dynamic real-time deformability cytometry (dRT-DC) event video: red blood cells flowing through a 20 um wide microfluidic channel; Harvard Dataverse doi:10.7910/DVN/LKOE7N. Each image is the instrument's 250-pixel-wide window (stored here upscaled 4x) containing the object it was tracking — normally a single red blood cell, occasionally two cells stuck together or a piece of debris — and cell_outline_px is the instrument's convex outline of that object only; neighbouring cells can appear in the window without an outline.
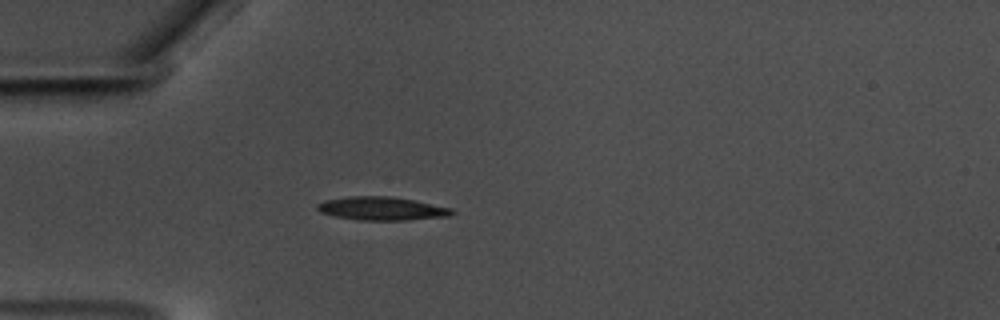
{"species": "common noctule bat (a hibernating species)", "species_latin": "Nyctalus noctula", "temperature_condition": "warm", "stored_images_in_passage": 42, "camera_frame_rate_fps": 3000, "um_per_image_px": 0.085, "animal": {"sex": "male", "body_mass_g": 17.5, "forearm_length_mm": 52.3}, "frame": {"image": 1, "passage_image": 1, "time_ms": 0.0, "image_size_px": [1000, 320], "cell_outline_px": [[456, 212], [448, 216], [408, 220], [360, 220], [336, 216], [320, 212], [316, 208], [316, 204], [324, 200], [348, 196], [392, 196], [452, 208]], "centroid_in_image_um": [32.43, 17.72], "position_along_channel_um": 52.6, "area_um2": 18.32}}
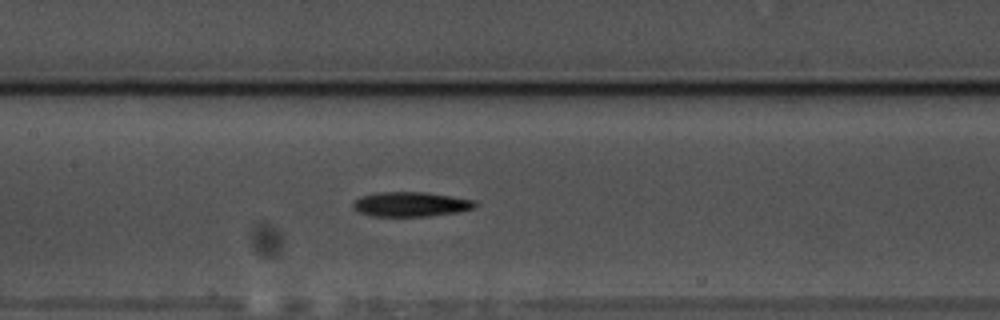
{"frame": {"image": 2, "passage_image": 12, "time_ms": 3.667, "image_size_px": [1000, 320], "cell_outline_px": [[480, 204], [476, 208], [460, 212], [428, 216], [372, 216], [360, 212], [352, 208], [352, 200], [360, 196], [376, 192], [424, 192], [452, 196], [476, 200]], "centroid_in_image_um": [34.95, 17.35], "position_along_channel_um": 172.5, "area_um2": 17.92}}
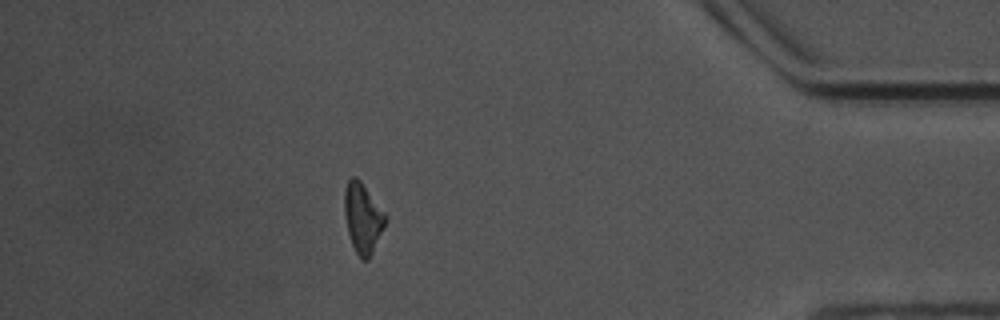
{"frame": {"image": 3, "passage_image": 35, "time_ms": 11.333, "image_size_px": [1000, 320], "cell_outline_px": [[388, 220], [368, 260], [360, 260], [352, 244], [348, 232], [344, 216], [344, 188], [348, 180], [352, 176], [356, 176], [360, 180], [388, 216]], "centroid_in_image_um": [30.84, 18.51], "position_along_channel_um": 404.4, "area_um2": 16.88}, "authors_computed_cell_mechanics": {"area_um2": 17.1666, "velocity_mm_per_s": 3.577, "shape_relaxation_time_tau1_ms": 9.1882, "shape_relaxation_time_tau2_ms": null, "deformation_change_tau1": 0.2152, "deformation_change_tau2": null}}